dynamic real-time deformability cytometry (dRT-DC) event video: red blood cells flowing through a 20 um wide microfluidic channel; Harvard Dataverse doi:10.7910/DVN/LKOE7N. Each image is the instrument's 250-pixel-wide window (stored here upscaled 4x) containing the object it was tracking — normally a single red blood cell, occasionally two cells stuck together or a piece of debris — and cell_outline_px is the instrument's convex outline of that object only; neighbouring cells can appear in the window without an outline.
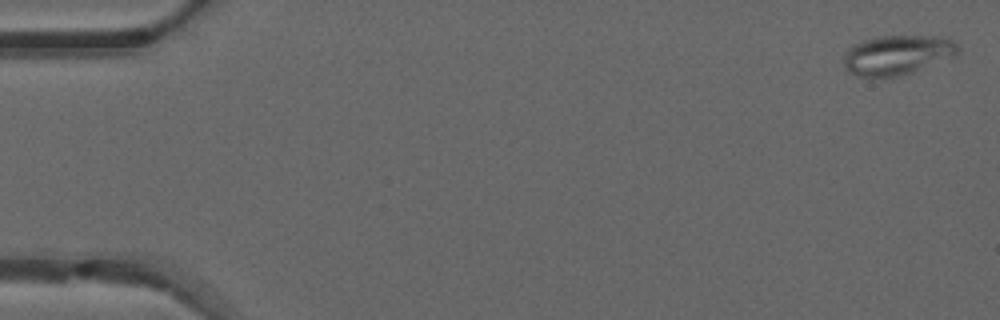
{"species": "common noctule bat (a hibernating species)", "species_latin": "Nyctalus noctula", "temperature_condition": "warm", "stored_images_in_passage": 50, "camera_frame_rate_fps": 3000, "um_per_image_px": 0.085, "animal": {"sex": "male", "forearm_length_mm": 52.5}, "frame": {"image": 1, "passage_image": 1, "time_ms": 0.0, "image_size_px": [1000, 320], "cell_outline_px": [[960, 48], [956, 56], [912, 72], [896, 76], [856, 76], [848, 72], [844, 68], [844, 52], [848, 48], [872, 36], [936, 36], [952, 40]], "centroid_in_image_um": [76.25, 4.66], "position_along_channel_um": 8.7, "area_um2": 26.36}}
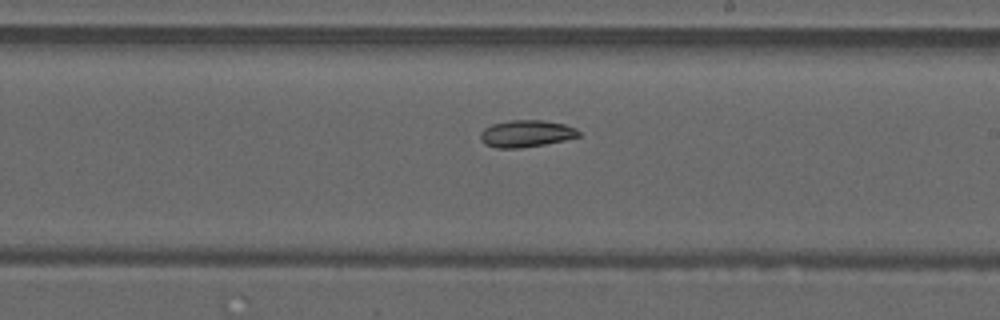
{"frame": {"image": 2, "passage_image": 29, "time_ms": 9.333, "image_size_px": [1000, 320], "cell_outline_px": [[580, 136], [564, 140], [544, 144], [520, 148], [496, 148], [484, 144], [480, 140], [480, 132], [484, 128], [492, 124], [508, 120], [544, 120], [564, 124], [576, 128], [580, 132]], "centroid_in_image_um": [44.7, 11.35], "position_along_channel_um": 244.3, "area_um2": 15.55}}
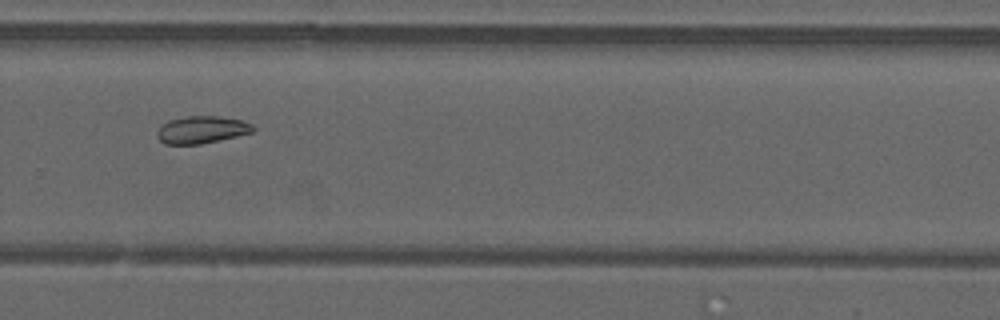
{"frame": {"image": 3, "passage_image": 34, "time_ms": 11.0, "image_size_px": [1000, 320], "cell_outline_px": [[256, 132], [220, 140], [200, 144], [164, 144], [156, 136], [156, 132], [160, 124], [168, 120], [184, 116], [216, 116], [240, 120], [252, 124], [256, 128]], "centroid_in_image_um": [17.13, 11.03], "position_along_channel_um": 312.7, "area_um2": 15.55}, "authors_computed_cell_mechanics": {"area_um2": 18.7272, "velocity_mm_per_s": 4.1114, "shape_relaxation_time_tau1_ms": null, "shape_relaxation_time_tau2_ms": 7.5963, "deformation_change_tau1": null, "deformation_change_tau2": 0.0743}}